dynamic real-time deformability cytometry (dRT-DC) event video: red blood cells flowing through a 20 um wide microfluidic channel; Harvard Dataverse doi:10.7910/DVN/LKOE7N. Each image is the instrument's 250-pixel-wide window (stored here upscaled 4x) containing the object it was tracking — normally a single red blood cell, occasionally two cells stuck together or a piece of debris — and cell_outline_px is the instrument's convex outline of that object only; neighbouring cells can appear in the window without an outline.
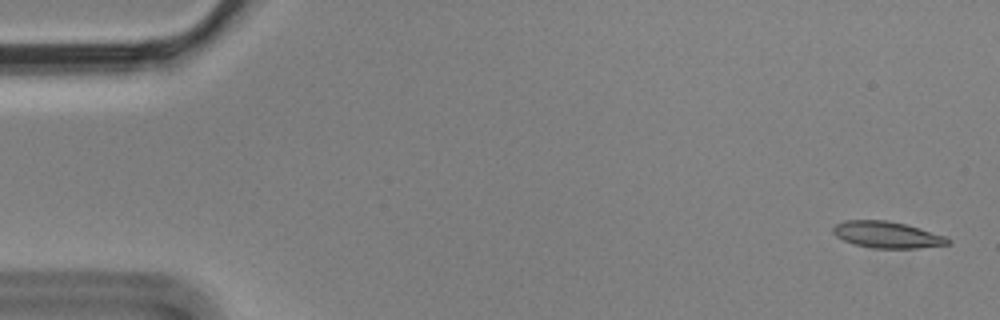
{"species": "Egyptian fruit bat (a non-hibernating species)", "species_latin": "Rousettus aegyptiacus", "temperature_condition": "cold", "stored_images_in_passage": 6, "segment_of_instrument_passage": [1, 2], "camera_frame_rate_fps": 3000, "um_per_image_px": 0.085, "animal": {"sex": "male"}, "frame": {"image": 1, "passage_image": 1, "time_ms": 0.0, "image_size_px": [1000, 320], "cell_outline_px": [[952, 244], [916, 248], [872, 248], [856, 244], [844, 240], [836, 236], [832, 232], [832, 228], [836, 224], [844, 220], [888, 220], [920, 228], [944, 236], [952, 240]], "centroid_in_image_um": [75.41, 19.95], "position_along_channel_um": 9.6, "area_um2": 17.69}}